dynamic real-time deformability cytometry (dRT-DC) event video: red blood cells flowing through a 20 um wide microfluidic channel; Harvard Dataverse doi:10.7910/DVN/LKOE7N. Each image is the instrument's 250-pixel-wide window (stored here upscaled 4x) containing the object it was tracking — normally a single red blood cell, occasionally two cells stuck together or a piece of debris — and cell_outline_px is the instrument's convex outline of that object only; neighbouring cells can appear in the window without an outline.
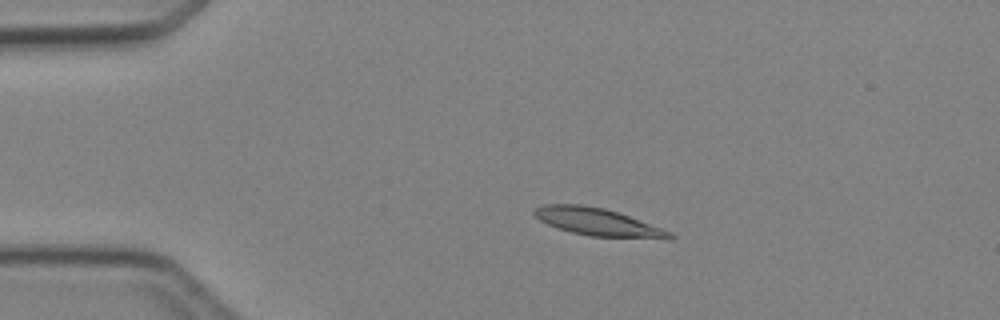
{"species": "Egyptian fruit bat (a non-hibernating species)", "species_latin": "Rousettus aegyptiacus", "temperature_condition": "cold", "stored_images_in_passage": 4, "camera_frame_rate_fps": 3000, "um_per_image_px": 0.085, "animal": {"sex": "female"}, "frame": {"image": 1, "passage_image": 3, "time_ms": 2.333, "image_size_px": [1000, 320], "cell_outline_px": [[676, 236], [672, 240], [668, 240], [588, 236], [572, 232], [548, 224], [540, 220], [532, 212], [536, 208], [544, 204], [584, 204], [604, 208], [628, 216], [672, 232]], "centroid_in_image_um": [50.88, 18.89], "position_along_channel_um": 34.1, "area_um2": 21.85}}